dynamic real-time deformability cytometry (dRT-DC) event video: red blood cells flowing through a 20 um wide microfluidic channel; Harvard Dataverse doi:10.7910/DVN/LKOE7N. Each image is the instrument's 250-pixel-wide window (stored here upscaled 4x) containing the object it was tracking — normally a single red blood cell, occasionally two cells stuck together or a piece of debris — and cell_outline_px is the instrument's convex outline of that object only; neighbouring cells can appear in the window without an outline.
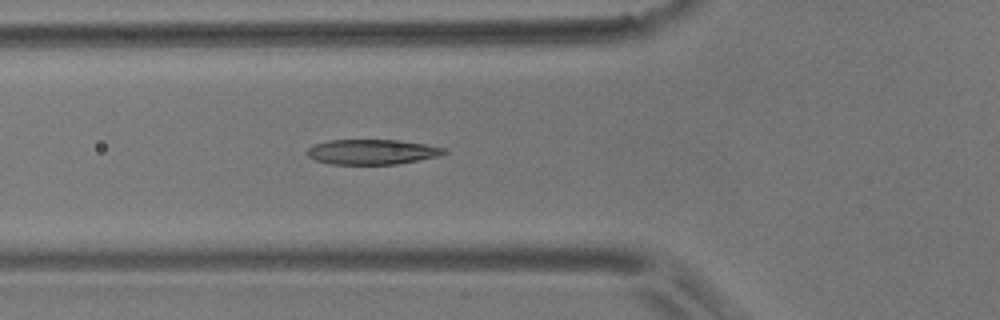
{"species": "common noctule bat (a hibernating species)", "species_latin": "Nyctalus noctula", "temperature_condition": "room temperature", "stored_images_in_passage": 3, "camera_frame_rate_fps": 3000, "um_per_image_px": 0.085, "animal": {"sex": "male", "body_mass_g": 17.9}, "frame": {"image": 1, "passage_image": 3, "time_ms": 2.333, "image_size_px": [1000, 320], "cell_outline_px": [[448, 152], [440, 156], [396, 164], [332, 164], [316, 160], [308, 156], [308, 148], [312, 144], [328, 140], [400, 140], [448, 148]], "centroid_in_image_um": [31.66, 12.9], "position_along_channel_um": 94.1, "area_um2": 20.06}}